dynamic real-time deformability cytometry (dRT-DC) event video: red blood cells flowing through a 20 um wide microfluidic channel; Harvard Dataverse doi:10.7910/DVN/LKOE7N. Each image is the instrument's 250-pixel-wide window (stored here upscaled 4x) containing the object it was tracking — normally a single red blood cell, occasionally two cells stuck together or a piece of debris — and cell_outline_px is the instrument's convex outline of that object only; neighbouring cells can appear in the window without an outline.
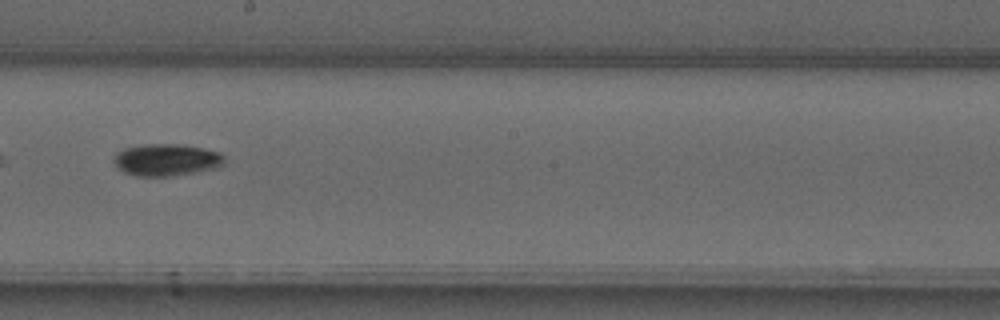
{"species": "common noctule bat (a hibernating species)", "species_latin": "Nyctalus noctula", "temperature_condition": "warm", "stored_images_in_passage": 34, "camera_frame_rate_fps": 3000, "um_per_image_px": 0.085, "animal": {"sex": "male", "forearm_length_mm": 52.5}, "frame": {"image": 1, "passage_image": 15, "time_ms": 4.667, "image_size_px": [1000, 320], "cell_outline_px": [[224, 164], [220, 168], [196, 172], [168, 176], [136, 176], [124, 172], [116, 168], [112, 160], [116, 152], [124, 148], [144, 144], [180, 144], [204, 148], [220, 152], [224, 156]], "centroid_in_image_um": [14.14, 13.59], "position_along_channel_um": 234.1, "area_um2": 20.98}}
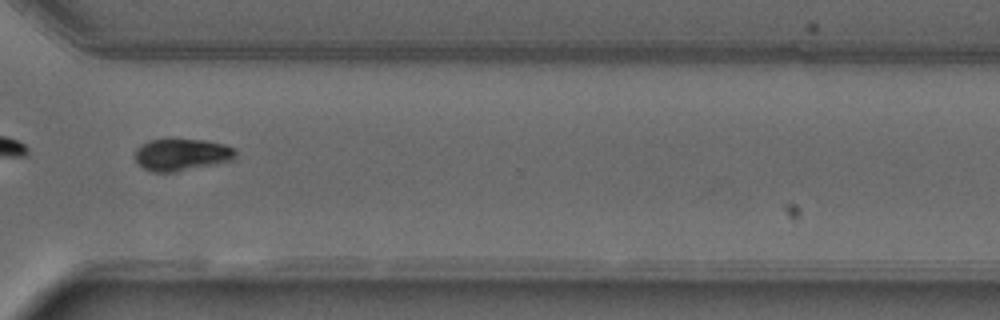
{"frame": {"image": 2, "passage_image": 24, "time_ms": 7.667, "image_size_px": [1000, 320], "cell_outline_px": [[236, 160], [176, 172], [152, 172], [144, 168], [136, 160], [136, 148], [148, 140], [204, 140], [224, 144], [236, 148]], "centroid_in_image_um": [15.5, 13.16], "position_along_channel_um": 355.1, "area_um2": 18.79}}